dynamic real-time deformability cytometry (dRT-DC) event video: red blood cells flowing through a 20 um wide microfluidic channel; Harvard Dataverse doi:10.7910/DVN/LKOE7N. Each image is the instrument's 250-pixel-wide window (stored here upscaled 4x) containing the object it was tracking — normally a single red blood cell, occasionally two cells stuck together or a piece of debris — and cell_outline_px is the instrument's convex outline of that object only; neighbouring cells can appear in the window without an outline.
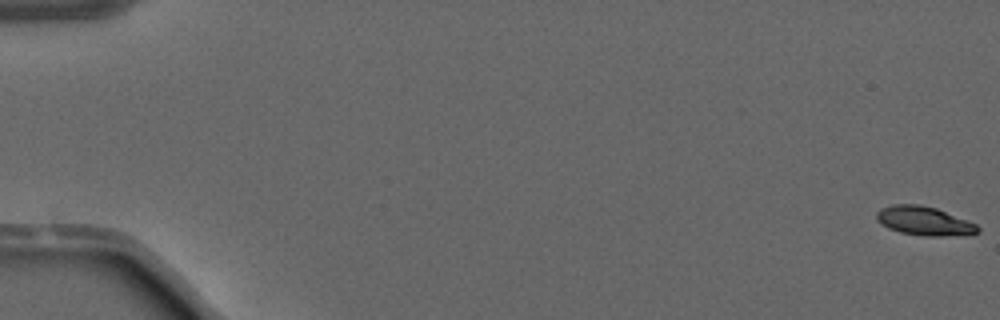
{"species": "common noctule bat (a hibernating species)", "species_latin": "Nyctalus noctula", "temperature_condition": "warm", "stored_images_in_passage": 16, "camera_frame_rate_fps": 3000, "um_per_image_px": 0.085, "animal": {"sex": "male", "forearm_length_mm": 52.5}, "frame": {"image": 1, "passage_image": 1, "time_ms": 0.0, "image_size_px": [1000, 320], "cell_outline_px": [[980, 232], [944, 236], [924, 236], [900, 232], [888, 228], [880, 224], [876, 220], [876, 212], [880, 208], [892, 204], [920, 204], [936, 208], [968, 220], [976, 224], [980, 228]], "centroid_in_image_um": [78.51, 18.77], "position_along_channel_um": 6.5, "area_um2": 17.11}}
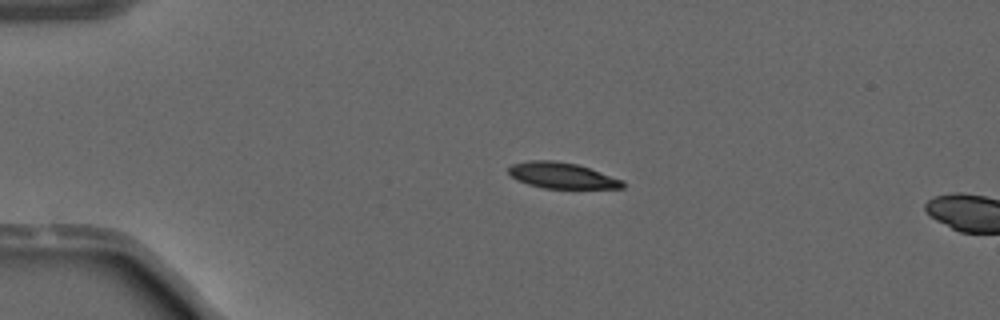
{"frame": {"image": 2, "passage_image": 13, "time_ms": 4.0, "image_size_px": [1000, 320], "cell_outline_px": [[624, 188], [544, 188], [528, 184], [516, 180], [508, 172], [508, 168], [512, 164], [528, 160], [556, 160], [576, 164], [624, 180]], "centroid_in_image_um": [47.74, 14.91], "position_along_channel_um": 37.3, "area_um2": 17.17}}